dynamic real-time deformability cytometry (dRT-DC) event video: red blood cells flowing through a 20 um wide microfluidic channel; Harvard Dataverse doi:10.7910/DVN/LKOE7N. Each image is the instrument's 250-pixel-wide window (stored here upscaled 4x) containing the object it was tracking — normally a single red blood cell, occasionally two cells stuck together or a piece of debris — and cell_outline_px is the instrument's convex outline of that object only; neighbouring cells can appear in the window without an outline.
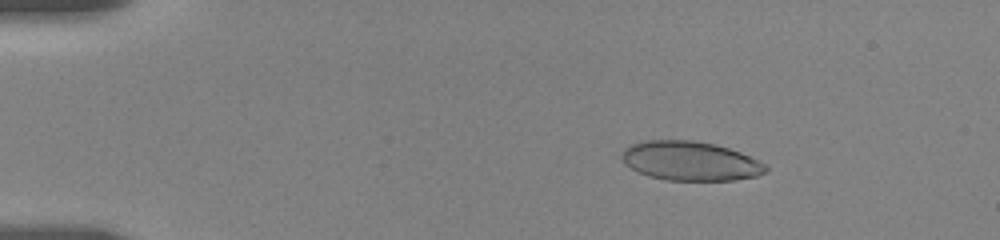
{"species": "human", "species_latin": "Homo sapiens", "temperature_condition": "room temperature", "stored_images_in_passage": 6, "camera_frame_rate_fps": 3000, "um_per_image_px": 0.085, "donor": {"sex": "female"}, "frame": {"image": 1, "passage_image": 3, "time_ms": 1.667, "image_size_px": [1000, 240], "cell_outline_px": [[768, 172], [756, 176], [736, 180], [664, 180], [648, 176], [636, 172], [624, 164], [620, 156], [624, 148], [632, 144], [648, 140], [692, 140], [716, 144], [740, 152], [764, 164], [768, 168]], "centroid_in_image_um": [58.63, 13.69], "position_along_channel_um": 26.4, "area_um2": 33.06}}